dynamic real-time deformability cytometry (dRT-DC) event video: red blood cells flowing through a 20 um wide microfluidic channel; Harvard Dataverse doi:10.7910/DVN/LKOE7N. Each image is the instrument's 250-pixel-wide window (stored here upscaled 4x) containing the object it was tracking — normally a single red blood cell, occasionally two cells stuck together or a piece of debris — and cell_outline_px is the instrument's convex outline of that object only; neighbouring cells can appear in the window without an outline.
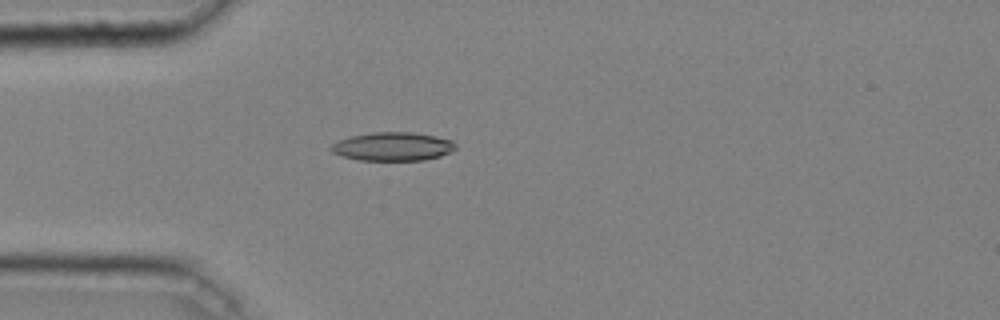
{"species": "common noctule bat (a hibernating species)", "species_latin": "Nyctalus noctula", "temperature_condition": "cold", "stored_images_in_passage": 46, "camera_frame_rate_fps": 3000, "um_per_image_px": 0.085, "animal": {"sex": "male", "body_mass_g": 20.4}, "frame": {"image": 1, "passage_image": 14, "time_ms": 4.333, "image_size_px": [1000, 320], "cell_outline_px": [[456, 148], [452, 152], [440, 156], [424, 160], [356, 160], [340, 156], [332, 152], [332, 144], [340, 140], [352, 136], [372, 132], [412, 132], [436, 136], [452, 140], [456, 144]], "centroid_in_image_um": [33.42, 12.46], "position_along_channel_um": 51.6, "area_um2": 20.75}}
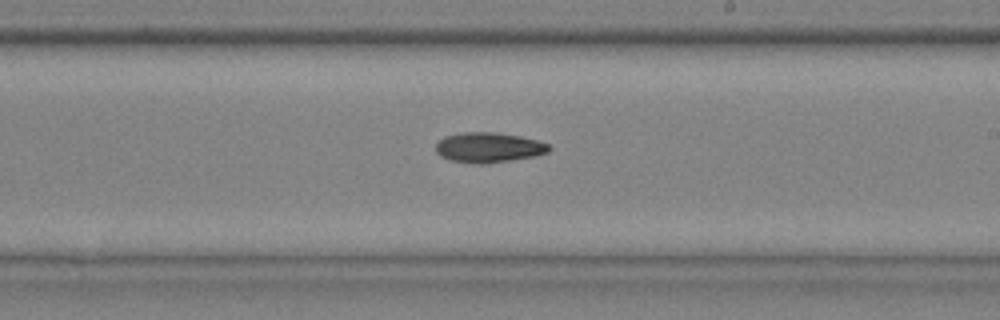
{"frame": {"image": 2, "passage_image": 29, "time_ms": 9.333, "image_size_px": [1000, 320], "cell_outline_px": [[552, 148], [548, 152], [536, 156], [484, 164], [472, 164], [448, 160], [440, 156], [436, 152], [436, 144], [444, 136], [464, 132], [492, 132], [520, 136], [536, 140], [548, 144]], "centroid_in_image_um": [41.51, 12.54], "position_along_channel_um": 247.5, "area_um2": 19.94}}
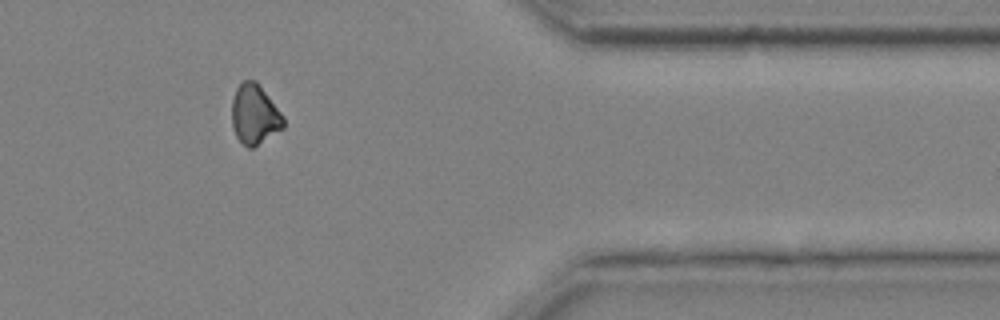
{"frame": {"image": 3, "passage_image": 41, "time_ms": 13.333, "image_size_px": [1000, 320], "cell_outline_px": [[284, 128], [252, 148], [248, 148], [236, 136], [232, 128], [232, 100], [236, 88], [244, 80], [256, 80], [284, 116]], "centroid_in_image_um": [21.64, 9.72], "position_along_channel_um": 389.8, "area_um2": 17.98}, "authors_computed_cell_mechanics": {"area_um2": 19.7676, "velocity_mm_per_s": 4.0847, "shape_relaxation_time_tau1_ms": 4.5641, "shape_relaxation_time_tau2_ms": null, "deformation_change_tau1": 0.0898, "deformation_change_tau2": null}}